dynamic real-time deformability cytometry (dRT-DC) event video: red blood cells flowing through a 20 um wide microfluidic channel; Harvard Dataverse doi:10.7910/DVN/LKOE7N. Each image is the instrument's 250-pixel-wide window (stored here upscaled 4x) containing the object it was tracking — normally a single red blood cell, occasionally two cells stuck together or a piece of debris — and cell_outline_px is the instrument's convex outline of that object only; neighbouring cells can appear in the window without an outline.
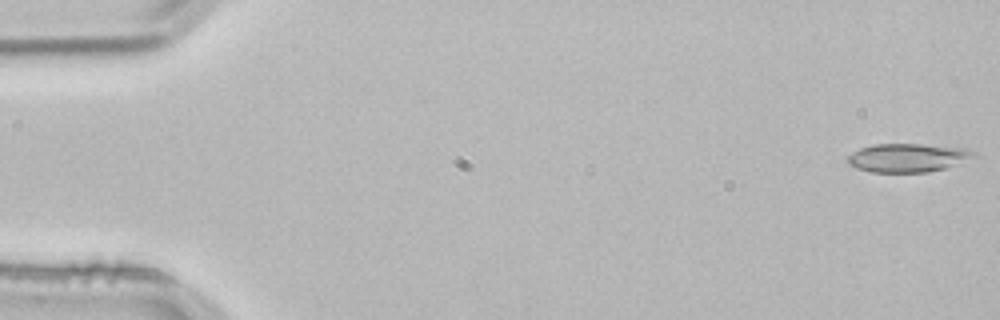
{"species": "common noctule bat (a hibernating species)", "species_latin": "Nyctalus noctula", "temperature_condition": "room temperature", "stored_images_in_passage": 4, "camera_frame_rate_fps": 3000, "um_per_image_px": 0.085, "animal": {"sex": "male", "body_mass_g": 21.5, "forearm_length_mm": 52.0}, "frame": {"image": 1, "passage_image": 1, "time_ms": 0.0, "image_size_px": [1000, 320], "cell_outline_px": [[976, 156], [944, 168], [924, 172], [872, 172], [856, 168], [848, 164], [848, 156], [852, 152], [860, 148], [872, 144], [920, 144], [960, 148], [976, 152]], "centroid_in_image_um": [77.08, 13.4], "position_along_channel_um": 7.9, "area_um2": 20.63}}
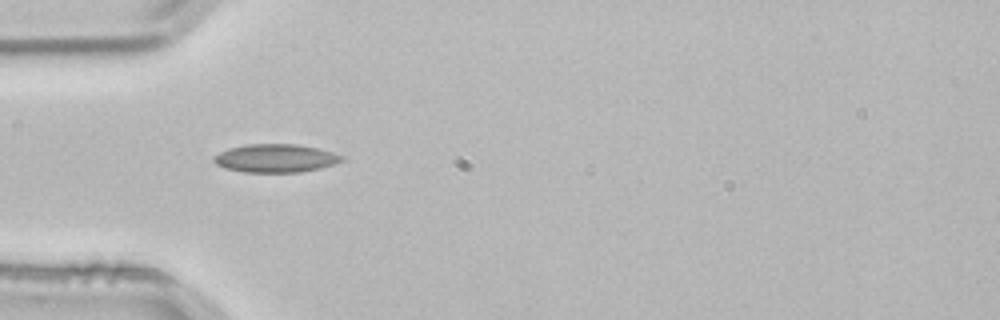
{"frame": {"image": 2, "passage_image": 4, "time_ms": 1.0, "image_size_px": [1000, 320], "cell_outline_px": [[344, 160], [336, 164], [320, 168], [300, 172], [244, 172], [224, 168], [216, 164], [212, 160], [212, 156], [228, 148], [244, 144], [300, 144], [332, 152], [344, 156]], "centroid_in_image_um": [23.41, 13.44], "position_along_channel_um": 61.6, "area_um2": 21.27}}